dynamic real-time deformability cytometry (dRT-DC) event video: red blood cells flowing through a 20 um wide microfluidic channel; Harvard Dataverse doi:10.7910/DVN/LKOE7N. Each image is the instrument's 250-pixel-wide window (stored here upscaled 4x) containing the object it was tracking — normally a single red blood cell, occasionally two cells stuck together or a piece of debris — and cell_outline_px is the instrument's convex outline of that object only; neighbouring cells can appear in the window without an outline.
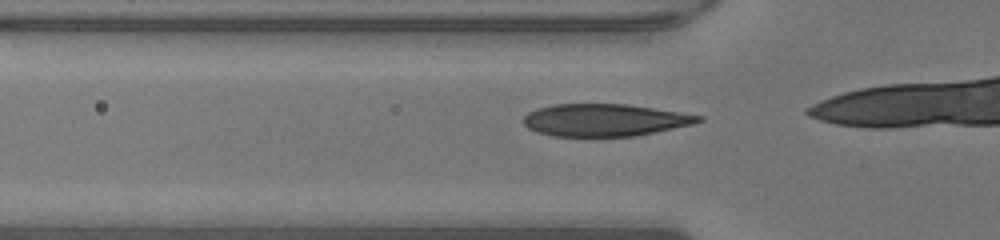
{"species": "human", "species_latin": "Homo sapiens", "temperature_condition": "warm", "stored_images_in_passage": 15, "camera_frame_rate_fps": 3000, "um_per_image_px": 0.085, "donor": {"sex": "male"}, "frame": {"image": 1, "passage_image": 11, "time_ms": 3.333, "image_size_px": [1000, 240], "cell_outline_px": [[704, 120], [692, 124], [636, 136], [552, 136], [536, 132], [528, 128], [524, 124], [524, 116], [528, 112], [536, 108], [552, 104], [628, 104], [680, 112], [704, 116]], "centroid_in_image_um": [51.38, 10.2], "position_along_channel_um": 74.4, "area_um2": 33.0}}
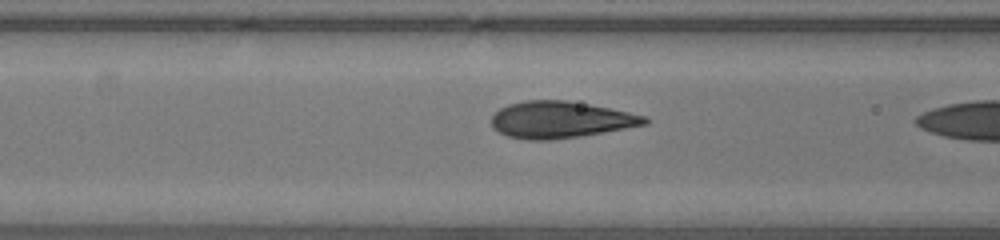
{"frame": {"image": 2, "passage_image": 14, "time_ms": 4.333, "image_size_px": [1000, 240], "cell_outline_px": [[648, 124], [604, 132], [580, 136], [552, 140], [528, 140], [508, 136], [492, 128], [492, 116], [500, 108], [508, 104], [524, 100], [564, 100], [588, 104], [648, 116]], "centroid_in_image_um": [47.63, 10.18], "position_along_channel_um": 119.0, "area_um2": 32.66}}